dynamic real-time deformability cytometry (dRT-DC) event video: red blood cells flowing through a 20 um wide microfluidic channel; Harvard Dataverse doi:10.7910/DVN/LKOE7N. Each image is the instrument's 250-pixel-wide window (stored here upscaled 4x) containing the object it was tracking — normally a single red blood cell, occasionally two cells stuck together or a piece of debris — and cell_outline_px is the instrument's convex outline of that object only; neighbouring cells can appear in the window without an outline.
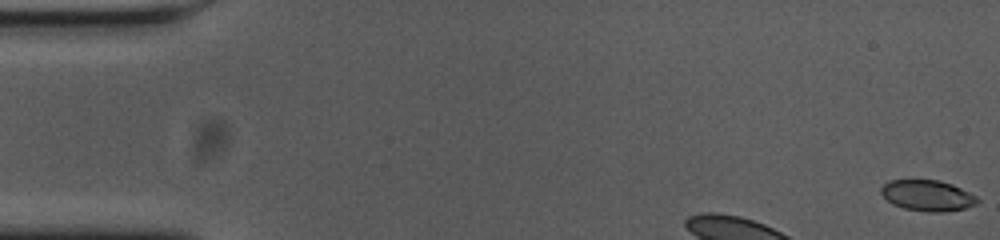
{"species": "common noctule bat (a hibernating species)", "species_latin": "Nyctalus noctula", "temperature_condition": "cold", "stored_images_in_passage": 9, "camera_frame_rate_fps": 3000, "um_per_image_px": 0.085, "animal": {"sex": "female", "body_mass_g": 23.0, "forearm_length_mm": 53.4}, "frame": {"image": 1, "passage_image": 1, "time_ms": 0.0, "image_size_px": [1000, 240], "cell_outline_px": [[980, 200], [976, 204], [964, 208], [944, 212], [928, 212], [904, 208], [892, 204], [880, 192], [880, 188], [888, 180], [940, 180], [952, 184], [976, 196]], "centroid_in_image_um": [78.83, 16.62], "position_along_channel_um": 6.2, "area_um2": 17.28}}